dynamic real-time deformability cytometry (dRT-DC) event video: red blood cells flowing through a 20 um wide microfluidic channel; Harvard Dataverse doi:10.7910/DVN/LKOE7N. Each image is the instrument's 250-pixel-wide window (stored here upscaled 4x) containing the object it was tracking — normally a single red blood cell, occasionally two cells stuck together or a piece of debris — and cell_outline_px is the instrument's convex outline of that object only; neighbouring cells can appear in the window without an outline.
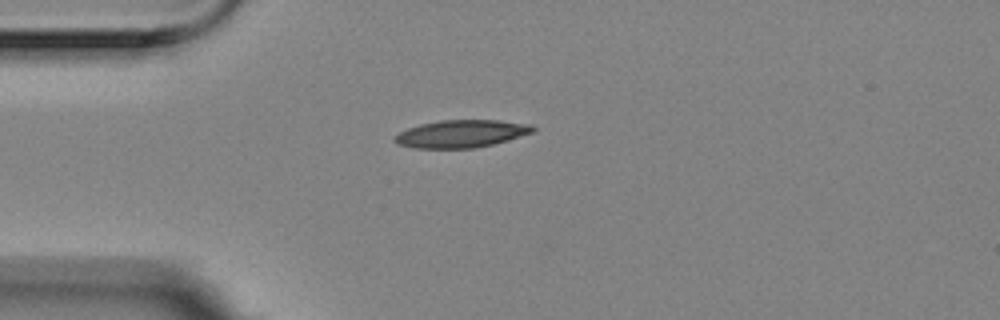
{"species": "Egyptian fruit bat (a non-hibernating species)", "species_latin": "Rousettus aegyptiacus", "temperature_condition": "room temperature", "stored_images_in_passage": 5, "camera_frame_rate_fps": 3000, "um_per_image_px": 0.085, "animal": {"sex": "female"}, "frame": {"image": 1, "passage_image": 1, "time_ms": 0.0, "image_size_px": [1000, 320], "cell_outline_px": [[536, 132], [508, 140], [476, 148], [412, 148], [400, 144], [392, 140], [400, 132], [408, 128], [420, 124], [440, 120], [500, 120], [532, 124], [536, 128]], "centroid_in_image_um": [39.27, 11.36], "position_along_channel_um": 45.7, "area_um2": 22.31}}
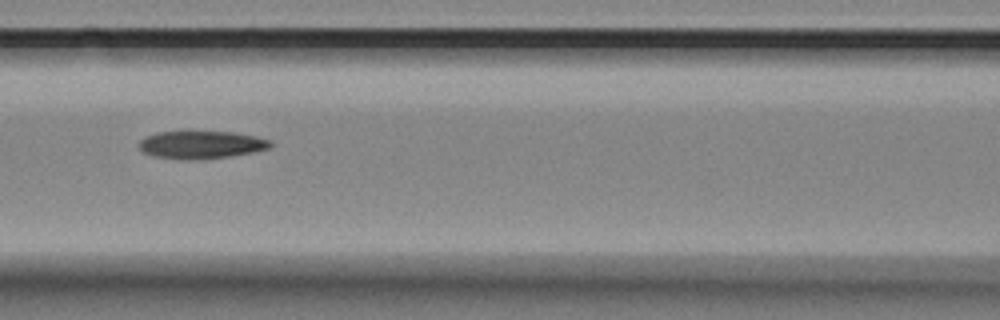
{"frame": {"image": 2, "passage_image": 4, "time_ms": 1.0, "image_size_px": [1000, 320], "cell_outline_px": [[272, 144], [268, 148], [252, 152], [228, 156], [192, 160], [184, 160], [152, 156], [144, 152], [136, 144], [140, 140], [156, 132], [232, 132], [256, 136], [272, 140]], "centroid_in_image_um": [17.08, 12.3], "position_along_channel_um": 149.5, "area_um2": 21.1}}
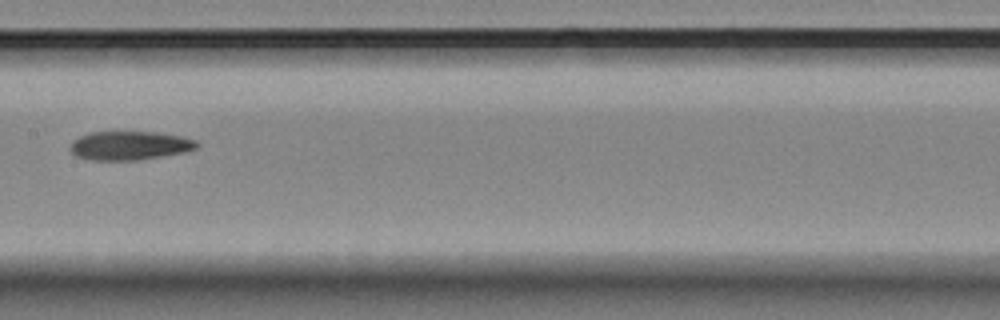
{"frame": {"image": 3, "passage_image": 5, "time_ms": 1.333, "image_size_px": [1000, 320], "cell_outline_px": [[200, 144], [196, 148], [184, 152], [136, 160], [92, 160], [72, 156], [68, 148], [72, 140], [88, 132], [156, 132], [184, 136], [196, 140]], "centroid_in_image_um": [10.97, 12.37], "position_along_channel_um": 196.4, "area_um2": 21.5}}